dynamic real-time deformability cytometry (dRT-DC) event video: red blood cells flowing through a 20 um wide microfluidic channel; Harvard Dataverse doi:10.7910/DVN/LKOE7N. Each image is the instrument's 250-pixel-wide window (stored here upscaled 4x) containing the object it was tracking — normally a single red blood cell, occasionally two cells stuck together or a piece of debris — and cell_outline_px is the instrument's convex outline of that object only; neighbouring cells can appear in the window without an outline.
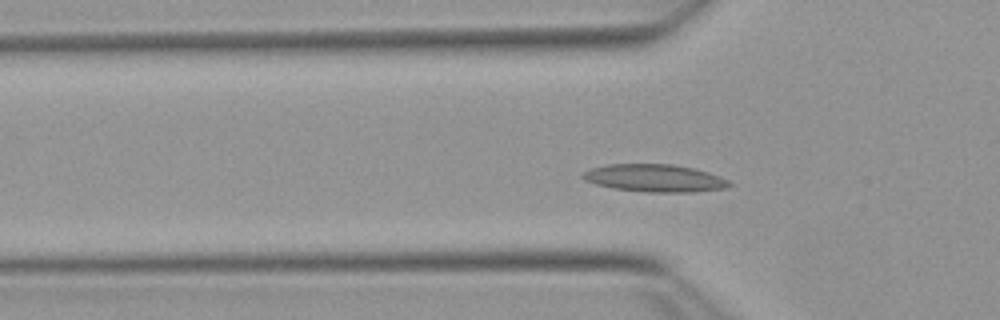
{"species": "Egyptian fruit bat (a non-hibernating species)", "species_latin": "Rousettus aegyptiacus", "temperature_condition": "warm", "stored_images_in_passage": 50, "camera_frame_rate_fps": 3000, "um_per_image_px": 0.085, "animal": {"sex": "female"}, "frame": {"image": 1, "passage_image": 13, "time_ms": 4.0, "image_size_px": [1000, 320], "cell_outline_px": [[732, 184], [728, 188], [696, 192], [648, 192], [612, 188], [596, 184], [584, 180], [580, 176], [584, 172], [592, 168], [608, 164], [672, 164], [696, 168], [720, 176], [728, 180]], "centroid_in_image_um": [55.68, 15.14], "position_along_channel_um": 70.1, "area_um2": 23.7}}
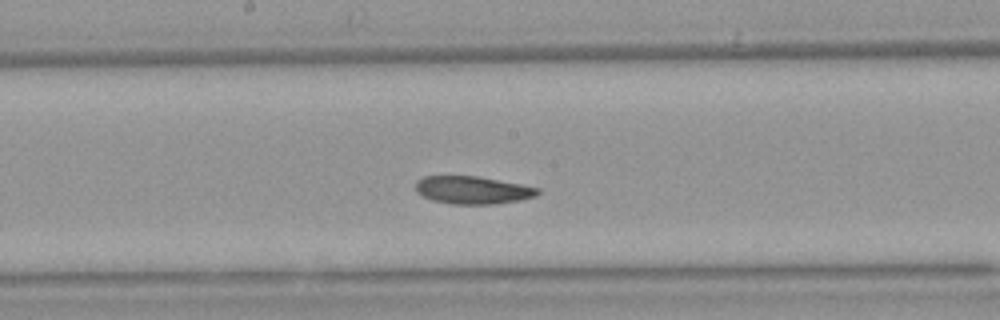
{"frame": {"image": 2, "passage_image": 24, "time_ms": 7.667, "image_size_px": [1000, 320], "cell_outline_px": [[540, 192], [536, 196], [520, 200], [496, 204], [452, 204], [432, 200], [416, 192], [416, 180], [424, 176], [476, 176], [520, 184], [540, 188]], "centroid_in_image_um": [40.17, 16.16], "position_along_channel_um": 208.0, "area_um2": 19.71}}
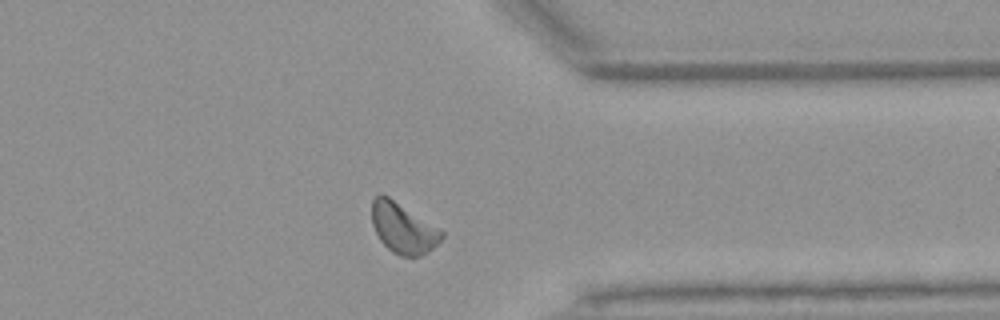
{"frame": {"image": 3, "passage_image": 38, "time_ms": 12.333, "image_size_px": [1000, 320], "cell_outline_px": [[444, 236], [432, 248], [420, 256], [400, 256], [392, 252], [380, 240], [372, 224], [372, 200], [380, 192], [388, 196], [444, 232]], "centroid_in_image_um": [34.23, 19.39], "position_along_channel_um": 377.2, "area_um2": 20.11}, "authors_computed_cell_mechanics": {"area_um2": 20.3745, "velocity_mm_per_s": 3.7707, "shape_relaxation_time_tau1_ms": 5.31, "shape_relaxation_time_tau2_ms": 4.0951, "deformation_change_tau1": 0.1378, "deformation_change_tau2": 0.1005}}